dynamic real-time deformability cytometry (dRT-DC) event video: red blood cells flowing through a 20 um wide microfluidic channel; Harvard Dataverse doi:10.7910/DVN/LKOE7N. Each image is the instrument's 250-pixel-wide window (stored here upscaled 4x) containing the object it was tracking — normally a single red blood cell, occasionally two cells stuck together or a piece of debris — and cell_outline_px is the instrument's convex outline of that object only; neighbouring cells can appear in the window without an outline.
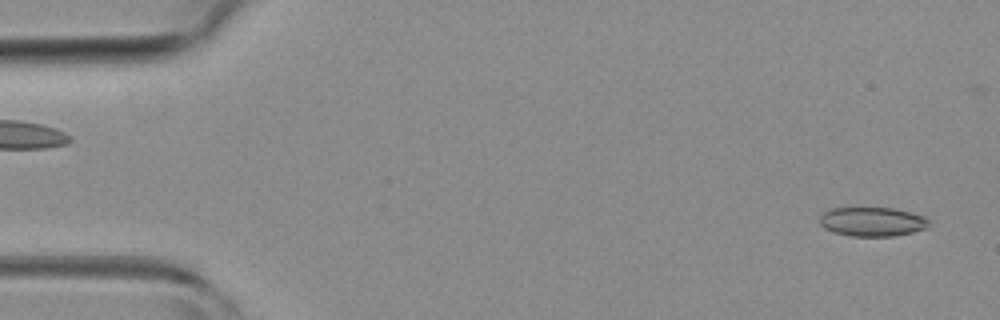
{"species": "common noctule bat (a hibernating species)", "species_latin": "Nyctalus noctula", "temperature_condition": "room temperature", "stored_images_in_passage": 49, "camera_frame_rate_fps": 3000, "um_per_image_px": 0.085, "animal": {"sex": "female", "body_mass_g": 19.3, "forearm_length_mm": 54.1}, "frame": {"image": 1, "passage_image": 2, "time_ms": 0.333, "image_size_px": [1000, 320], "cell_outline_px": [[928, 228], [912, 232], [892, 236], [852, 236], [832, 232], [824, 228], [820, 224], [820, 216], [824, 212], [832, 208], [896, 208], [912, 212], [924, 216], [928, 220]], "centroid_in_image_um": [74.15, 18.84], "position_along_channel_um": 10.9, "area_um2": 18.61}}
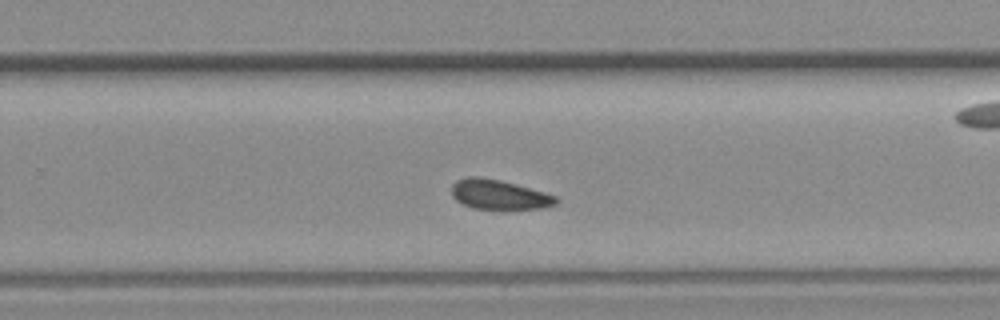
{"frame": {"image": 2, "passage_image": 31, "time_ms": 10.0, "image_size_px": [1000, 320], "cell_outline_px": [[560, 200], [556, 204], [544, 208], [472, 208], [456, 200], [452, 196], [452, 184], [456, 180], [468, 176], [476, 176], [500, 180], [516, 184], [544, 192], [556, 196]], "centroid_in_image_um": [42.41, 16.52], "position_along_channel_um": 287.4, "area_um2": 17.86}}
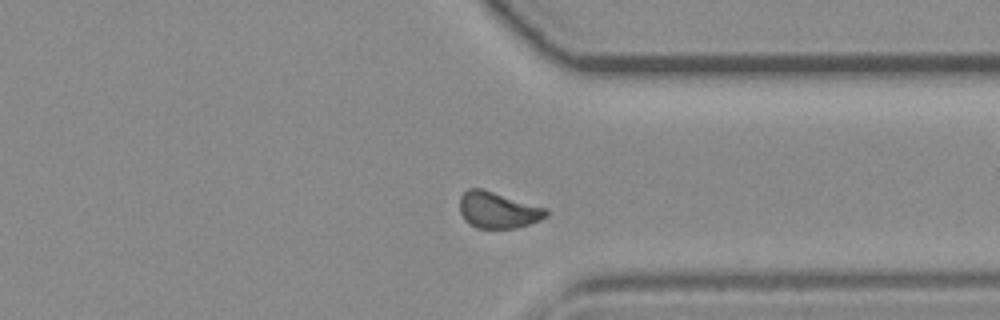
{"frame": {"image": 3, "passage_image": 37, "time_ms": 12.0, "image_size_px": [1000, 320], "cell_outline_px": [[548, 216], [540, 220], [516, 228], [476, 228], [468, 224], [464, 220], [460, 212], [460, 196], [468, 188], [484, 188], [548, 208]], "centroid_in_image_um": [42.33, 17.84], "position_along_channel_um": 369.1, "area_um2": 18.67}, "authors_computed_cell_mechanics": {"area_um2": 18.785, "velocity_mm_per_s": 4.1407, "shape_relaxation_time_tau1_ms": 7.2319, "shape_relaxation_time_tau2_ms": 3.2839, "deformation_change_tau1": 0.0539, "deformation_change_tau2": 0.0624}}